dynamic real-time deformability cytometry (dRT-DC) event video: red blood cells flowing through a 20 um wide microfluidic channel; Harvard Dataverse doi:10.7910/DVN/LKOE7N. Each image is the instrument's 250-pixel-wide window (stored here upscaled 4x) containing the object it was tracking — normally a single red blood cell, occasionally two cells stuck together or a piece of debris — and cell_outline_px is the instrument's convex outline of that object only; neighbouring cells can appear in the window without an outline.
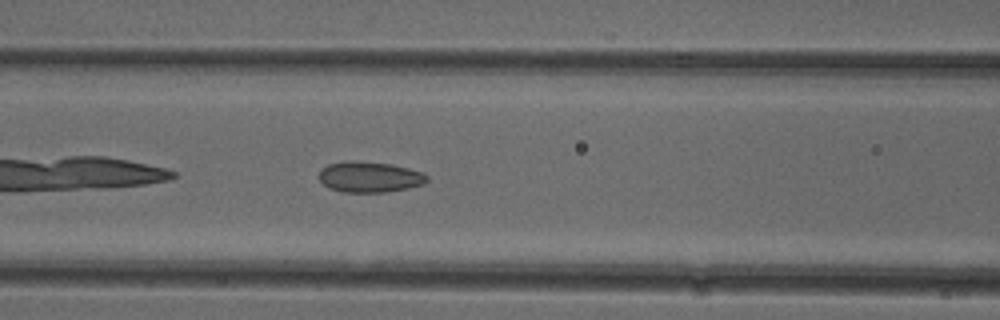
{"species": "common noctule bat (a hibernating species)", "species_latin": "Nyctalus noctula", "temperature_condition": "cold", "stored_images_in_passage": 38, "camera_frame_rate_fps": 3000, "um_per_image_px": 0.085, "animal": {"sex": "female"}, "frame": {"image": 1, "passage_image": 7, "time_ms": 2.0, "image_size_px": [1000, 320], "cell_outline_px": [[428, 180], [424, 184], [408, 188], [384, 192], [344, 192], [328, 188], [320, 180], [320, 168], [328, 164], [344, 160], [356, 160], [392, 164], [424, 172], [428, 176]], "centroid_in_image_um": [31.42, 15.02], "position_along_channel_um": 135.2, "area_um2": 19.59}}
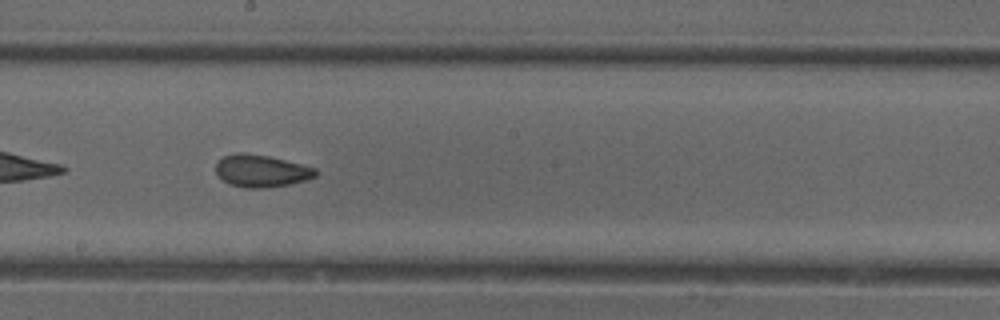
{"frame": {"image": 2, "passage_image": 14, "time_ms": 4.333, "image_size_px": [1000, 320], "cell_outline_px": [[316, 176], [304, 180], [288, 184], [264, 188], [244, 188], [232, 184], [216, 176], [216, 164], [224, 156], [236, 152], [244, 152], [268, 156], [316, 168]], "centroid_in_image_um": [22.17, 14.52], "position_along_channel_um": 226.0, "area_um2": 18.55}}
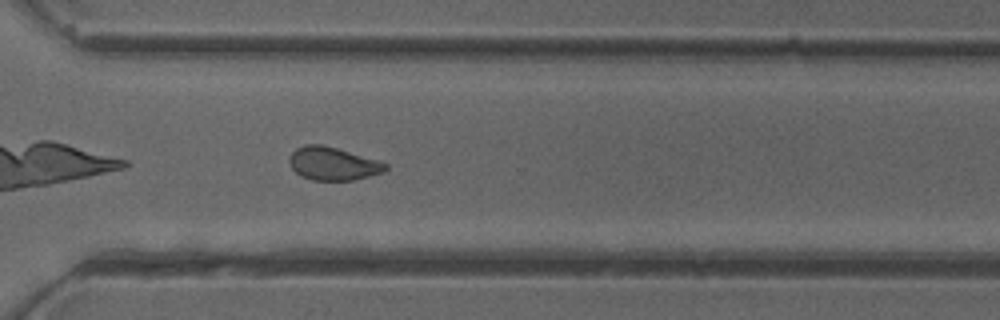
{"frame": {"image": 3, "passage_image": 23, "time_ms": 7.333, "image_size_px": [1000, 320], "cell_outline_px": [[388, 168], [384, 172], [352, 180], [312, 180], [300, 176], [292, 168], [288, 160], [288, 156], [296, 148], [304, 144], [320, 144], [336, 148], [376, 160], [388, 164]], "centroid_in_image_um": [28.25, 13.91], "position_along_channel_um": 342.3, "area_um2": 18.44}, "authors_computed_cell_mechanics": {"area_um2": 18.8717, "velocity_mm_per_s": 3.8906, "shape_relaxation_time_tau1_ms": 5.8489, "shape_relaxation_time_tau2_ms": 2.0022, "deformation_change_tau1": 0.0982, "deformation_change_tau2": 0.073}}